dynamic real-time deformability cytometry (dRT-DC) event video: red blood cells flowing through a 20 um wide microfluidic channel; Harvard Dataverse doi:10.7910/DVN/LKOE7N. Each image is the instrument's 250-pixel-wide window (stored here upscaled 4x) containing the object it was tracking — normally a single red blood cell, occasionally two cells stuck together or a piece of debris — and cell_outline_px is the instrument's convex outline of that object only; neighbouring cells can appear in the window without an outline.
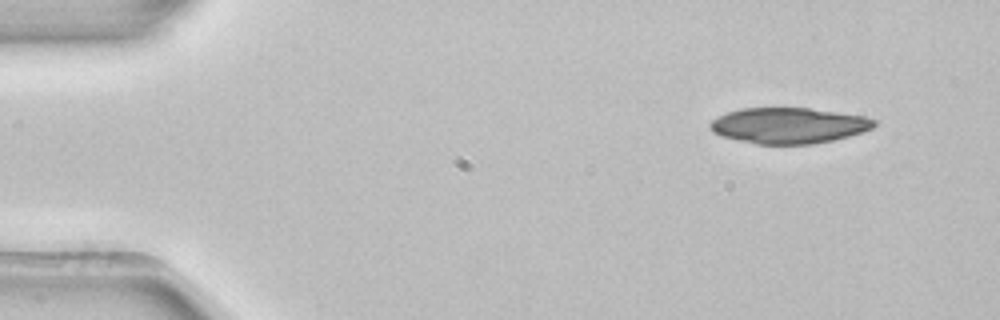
{"species": "common noctule bat (a hibernating species)", "species_latin": "Nyctalus noctula", "temperature_condition": "room temperature", "stored_images_in_passage": 3, "camera_frame_rate_fps": 3000, "um_per_image_px": 0.085, "animal": {"sex": "female", "body_mass_g": 22.7, "forearm_length_mm": 54.2}, "frame": {"image": 1, "passage_image": 1, "time_ms": 0.0, "image_size_px": [1000, 320], "cell_outline_px": [[876, 124], [872, 128], [848, 136], [832, 140], [812, 144], [756, 144], [720, 136], [712, 132], [708, 128], [708, 124], [712, 120], [728, 112], [740, 108], [808, 108], [864, 116], [876, 120]], "centroid_in_image_um": [66.99, 10.67], "position_along_channel_um": 18.0, "area_um2": 34.1}}